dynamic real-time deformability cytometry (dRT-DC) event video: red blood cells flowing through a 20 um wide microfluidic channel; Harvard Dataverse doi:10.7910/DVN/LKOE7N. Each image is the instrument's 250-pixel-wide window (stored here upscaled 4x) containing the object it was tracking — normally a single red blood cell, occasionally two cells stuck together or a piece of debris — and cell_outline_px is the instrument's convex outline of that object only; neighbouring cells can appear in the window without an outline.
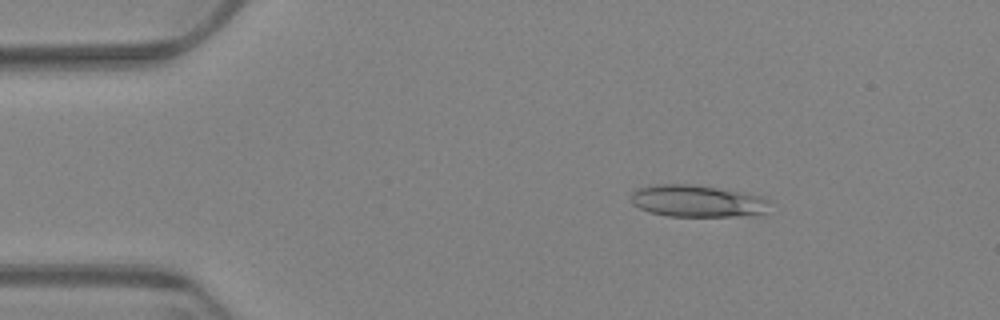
{"species": "Egyptian fruit bat (a non-hibernating species)", "species_latin": "Rousettus aegyptiacus", "temperature_condition": "warm", "stored_images_in_passage": 61, "camera_frame_rate_fps": 3000, "um_per_image_px": 0.085, "animal": {"sex": "female"}, "frame": {"image": 1, "passage_image": 10, "time_ms": 3.0, "image_size_px": [1000, 320], "cell_outline_px": [[768, 200], [764, 216], [668, 216], [648, 212], [632, 204], [632, 196], [640, 188], [652, 184], [696, 184], [760, 196]], "centroid_in_image_um": [59.29, 17.1], "position_along_channel_um": 25.7, "area_um2": 25.78}}
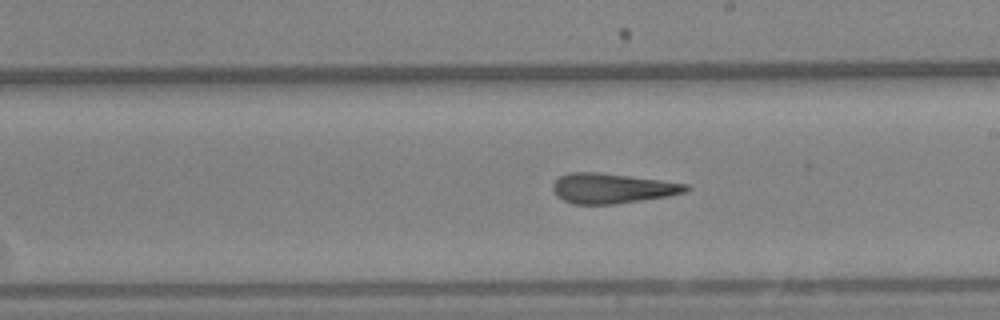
{"frame": {"image": 2, "passage_image": 35, "time_ms": 11.333, "image_size_px": [1000, 320], "cell_outline_px": [[692, 188], [684, 192], [668, 196], [616, 204], [572, 204], [556, 196], [552, 188], [552, 184], [560, 176], [568, 172], [596, 172], [660, 180], [688, 184]], "centroid_in_image_um": [52.01, 16.01], "position_along_channel_um": 237.0, "area_um2": 23.24}}
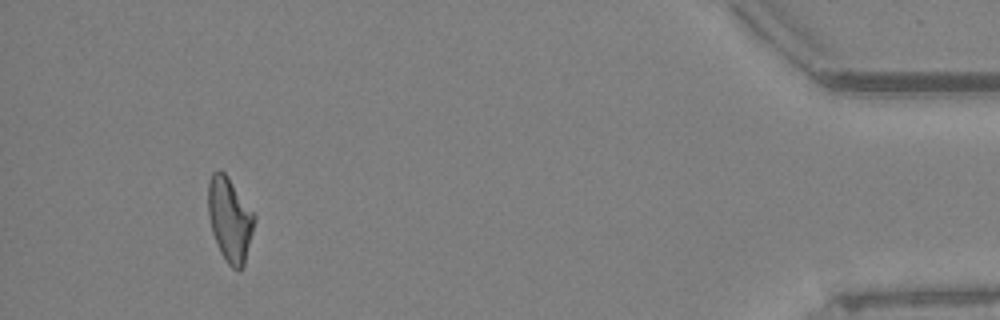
{"frame": {"image": 3, "passage_image": 57, "time_ms": 18.667, "image_size_px": [1000, 320], "cell_outline_px": [[256, 220], [244, 268], [240, 272], [232, 268], [228, 264], [220, 252], [216, 244], [212, 232], [208, 216], [208, 180], [212, 172], [216, 168], [220, 168], [228, 176], [256, 216]], "centroid_in_image_um": [19.53, 18.66], "position_along_channel_um": 415.7, "area_um2": 23.24}, "authors_computed_cell_mechanics": {"area_um2": 23.698, "velocity_mm_per_s": 3.3561, "shape_relaxation_time_tau1_ms": null, "shape_relaxation_time_tau2_ms": 2.3935, "deformation_change_tau1": null, "deformation_change_tau2": 0.1353}}